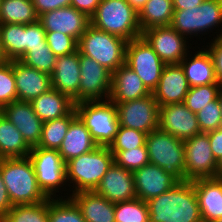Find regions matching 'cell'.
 I'll return each mask as SVG.
<instances>
[{
	"label": "cell",
	"instance_id": "1",
	"mask_svg": "<svg viewBox=\"0 0 222 222\" xmlns=\"http://www.w3.org/2000/svg\"><path fill=\"white\" fill-rule=\"evenodd\" d=\"M150 222H203L193 182H177L147 201Z\"/></svg>",
	"mask_w": 222,
	"mask_h": 222
},
{
	"label": "cell",
	"instance_id": "2",
	"mask_svg": "<svg viewBox=\"0 0 222 222\" xmlns=\"http://www.w3.org/2000/svg\"><path fill=\"white\" fill-rule=\"evenodd\" d=\"M0 172L12 205L36 204L48 197L37 184L29 157L2 158Z\"/></svg>",
	"mask_w": 222,
	"mask_h": 222
},
{
	"label": "cell",
	"instance_id": "3",
	"mask_svg": "<svg viewBox=\"0 0 222 222\" xmlns=\"http://www.w3.org/2000/svg\"><path fill=\"white\" fill-rule=\"evenodd\" d=\"M114 162V155L108 147L97 146L92 151L81 154L65 163L68 184L67 198L71 193L95 191L101 179ZM73 186H72V185ZM72 187V188H71Z\"/></svg>",
	"mask_w": 222,
	"mask_h": 222
},
{
	"label": "cell",
	"instance_id": "4",
	"mask_svg": "<svg viewBox=\"0 0 222 222\" xmlns=\"http://www.w3.org/2000/svg\"><path fill=\"white\" fill-rule=\"evenodd\" d=\"M90 24L102 31L130 41L142 36L136 12L126 0H101Z\"/></svg>",
	"mask_w": 222,
	"mask_h": 222
},
{
	"label": "cell",
	"instance_id": "5",
	"mask_svg": "<svg viewBox=\"0 0 222 222\" xmlns=\"http://www.w3.org/2000/svg\"><path fill=\"white\" fill-rule=\"evenodd\" d=\"M127 42L90 24L78 40V51L113 73L125 64Z\"/></svg>",
	"mask_w": 222,
	"mask_h": 222
},
{
	"label": "cell",
	"instance_id": "6",
	"mask_svg": "<svg viewBox=\"0 0 222 222\" xmlns=\"http://www.w3.org/2000/svg\"><path fill=\"white\" fill-rule=\"evenodd\" d=\"M170 26L187 39L212 33V29L222 28V0H204L199 6L174 10ZM216 31L215 38L221 37L222 29Z\"/></svg>",
	"mask_w": 222,
	"mask_h": 222
},
{
	"label": "cell",
	"instance_id": "7",
	"mask_svg": "<svg viewBox=\"0 0 222 222\" xmlns=\"http://www.w3.org/2000/svg\"><path fill=\"white\" fill-rule=\"evenodd\" d=\"M75 110L96 144L109 147L120 126L116 105L110 99L86 101L75 104Z\"/></svg>",
	"mask_w": 222,
	"mask_h": 222
},
{
	"label": "cell",
	"instance_id": "8",
	"mask_svg": "<svg viewBox=\"0 0 222 222\" xmlns=\"http://www.w3.org/2000/svg\"><path fill=\"white\" fill-rule=\"evenodd\" d=\"M149 162L161 167L178 182L185 180L184 141L157 128L146 136Z\"/></svg>",
	"mask_w": 222,
	"mask_h": 222
},
{
	"label": "cell",
	"instance_id": "9",
	"mask_svg": "<svg viewBox=\"0 0 222 222\" xmlns=\"http://www.w3.org/2000/svg\"><path fill=\"white\" fill-rule=\"evenodd\" d=\"M28 157L33 164L37 184L43 193L48 198H65V195L56 194L59 191L60 193L61 191L68 192L66 190L68 186L66 166L59 151L57 149H45L36 146L31 148Z\"/></svg>",
	"mask_w": 222,
	"mask_h": 222
},
{
	"label": "cell",
	"instance_id": "10",
	"mask_svg": "<svg viewBox=\"0 0 222 222\" xmlns=\"http://www.w3.org/2000/svg\"><path fill=\"white\" fill-rule=\"evenodd\" d=\"M125 64L151 93L156 89L166 65L142 36L127 42Z\"/></svg>",
	"mask_w": 222,
	"mask_h": 222
},
{
	"label": "cell",
	"instance_id": "11",
	"mask_svg": "<svg viewBox=\"0 0 222 222\" xmlns=\"http://www.w3.org/2000/svg\"><path fill=\"white\" fill-rule=\"evenodd\" d=\"M185 180L218 177V162L213 156L208 133L201 132L184 140Z\"/></svg>",
	"mask_w": 222,
	"mask_h": 222
},
{
	"label": "cell",
	"instance_id": "12",
	"mask_svg": "<svg viewBox=\"0 0 222 222\" xmlns=\"http://www.w3.org/2000/svg\"><path fill=\"white\" fill-rule=\"evenodd\" d=\"M114 104L120 126L139 130L147 135L158 128L159 105L153 94Z\"/></svg>",
	"mask_w": 222,
	"mask_h": 222
},
{
	"label": "cell",
	"instance_id": "13",
	"mask_svg": "<svg viewBox=\"0 0 222 222\" xmlns=\"http://www.w3.org/2000/svg\"><path fill=\"white\" fill-rule=\"evenodd\" d=\"M79 61V103L108 100L111 95L112 73L86 55L80 54Z\"/></svg>",
	"mask_w": 222,
	"mask_h": 222
},
{
	"label": "cell",
	"instance_id": "14",
	"mask_svg": "<svg viewBox=\"0 0 222 222\" xmlns=\"http://www.w3.org/2000/svg\"><path fill=\"white\" fill-rule=\"evenodd\" d=\"M142 37L165 64H180L190 52L188 49H191L188 44L190 39L171 26L146 29L142 32Z\"/></svg>",
	"mask_w": 222,
	"mask_h": 222
},
{
	"label": "cell",
	"instance_id": "15",
	"mask_svg": "<svg viewBox=\"0 0 222 222\" xmlns=\"http://www.w3.org/2000/svg\"><path fill=\"white\" fill-rule=\"evenodd\" d=\"M158 128L183 141L201 133L196 113L184 103L160 106Z\"/></svg>",
	"mask_w": 222,
	"mask_h": 222
},
{
	"label": "cell",
	"instance_id": "16",
	"mask_svg": "<svg viewBox=\"0 0 222 222\" xmlns=\"http://www.w3.org/2000/svg\"><path fill=\"white\" fill-rule=\"evenodd\" d=\"M46 32H60L77 41L90 25V18L74 7H65L46 12L38 17Z\"/></svg>",
	"mask_w": 222,
	"mask_h": 222
},
{
	"label": "cell",
	"instance_id": "17",
	"mask_svg": "<svg viewBox=\"0 0 222 222\" xmlns=\"http://www.w3.org/2000/svg\"><path fill=\"white\" fill-rule=\"evenodd\" d=\"M95 192L114 204L136 199L133 172L113 162Z\"/></svg>",
	"mask_w": 222,
	"mask_h": 222
},
{
	"label": "cell",
	"instance_id": "18",
	"mask_svg": "<svg viewBox=\"0 0 222 222\" xmlns=\"http://www.w3.org/2000/svg\"><path fill=\"white\" fill-rule=\"evenodd\" d=\"M0 112L21 132L25 142L32 148L38 146L43 121L34 112L31 102L14 101Z\"/></svg>",
	"mask_w": 222,
	"mask_h": 222
},
{
	"label": "cell",
	"instance_id": "19",
	"mask_svg": "<svg viewBox=\"0 0 222 222\" xmlns=\"http://www.w3.org/2000/svg\"><path fill=\"white\" fill-rule=\"evenodd\" d=\"M189 89L190 86L181 64H166L152 94L160 107L184 103Z\"/></svg>",
	"mask_w": 222,
	"mask_h": 222
},
{
	"label": "cell",
	"instance_id": "20",
	"mask_svg": "<svg viewBox=\"0 0 222 222\" xmlns=\"http://www.w3.org/2000/svg\"><path fill=\"white\" fill-rule=\"evenodd\" d=\"M80 52L57 57L51 74L52 88L68 95L75 104L79 103V84L81 79Z\"/></svg>",
	"mask_w": 222,
	"mask_h": 222
},
{
	"label": "cell",
	"instance_id": "21",
	"mask_svg": "<svg viewBox=\"0 0 222 222\" xmlns=\"http://www.w3.org/2000/svg\"><path fill=\"white\" fill-rule=\"evenodd\" d=\"M133 177L136 197L146 202L168 191L178 182L161 167L151 163L134 170Z\"/></svg>",
	"mask_w": 222,
	"mask_h": 222
},
{
	"label": "cell",
	"instance_id": "22",
	"mask_svg": "<svg viewBox=\"0 0 222 222\" xmlns=\"http://www.w3.org/2000/svg\"><path fill=\"white\" fill-rule=\"evenodd\" d=\"M17 100L32 102L52 88L51 75L28 67L20 60H13Z\"/></svg>",
	"mask_w": 222,
	"mask_h": 222
},
{
	"label": "cell",
	"instance_id": "23",
	"mask_svg": "<svg viewBox=\"0 0 222 222\" xmlns=\"http://www.w3.org/2000/svg\"><path fill=\"white\" fill-rule=\"evenodd\" d=\"M203 222L222 218V177L192 181Z\"/></svg>",
	"mask_w": 222,
	"mask_h": 222
},
{
	"label": "cell",
	"instance_id": "24",
	"mask_svg": "<svg viewBox=\"0 0 222 222\" xmlns=\"http://www.w3.org/2000/svg\"><path fill=\"white\" fill-rule=\"evenodd\" d=\"M152 94L138 75L123 64L112 73V88L110 100L113 103H123Z\"/></svg>",
	"mask_w": 222,
	"mask_h": 222
},
{
	"label": "cell",
	"instance_id": "25",
	"mask_svg": "<svg viewBox=\"0 0 222 222\" xmlns=\"http://www.w3.org/2000/svg\"><path fill=\"white\" fill-rule=\"evenodd\" d=\"M70 198L79 207L85 222H115L114 203L95 191L78 192Z\"/></svg>",
	"mask_w": 222,
	"mask_h": 222
},
{
	"label": "cell",
	"instance_id": "26",
	"mask_svg": "<svg viewBox=\"0 0 222 222\" xmlns=\"http://www.w3.org/2000/svg\"><path fill=\"white\" fill-rule=\"evenodd\" d=\"M201 47L203 48L198 47L199 51H195L193 56L189 53L180 62L190 87L219 84L215 77L212 58L204 48L206 46Z\"/></svg>",
	"mask_w": 222,
	"mask_h": 222
},
{
	"label": "cell",
	"instance_id": "27",
	"mask_svg": "<svg viewBox=\"0 0 222 222\" xmlns=\"http://www.w3.org/2000/svg\"><path fill=\"white\" fill-rule=\"evenodd\" d=\"M98 145L90 135L85 124L77 116L70 124L67 134L61 143L58 151L66 163L67 161L88 153Z\"/></svg>",
	"mask_w": 222,
	"mask_h": 222
},
{
	"label": "cell",
	"instance_id": "28",
	"mask_svg": "<svg viewBox=\"0 0 222 222\" xmlns=\"http://www.w3.org/2000/svg\"><path fill=\"white\" fill-rule=\"evenodd\" d=\"M31 104L43 122L62 118L75 108V103L68 95L53 88L35 98Z\"/></svg>",
	"mask_w": 222,
	"mask_h": 222
},
{
	"label": "cell",
	"instance_id": "29",
	"mask_svg": "<svg viewBox=\"0 0 222 222\" xmlns=\"http://www.w3.org/2000/svg\"><path fill=\"white\" fill-rule=\"evenodd\" d=\"M30 151L21 132L0 112V157H27Z\"/></svg>",
	"mask_w": 222,
	"mask_h": 222
},
{
	"label": "cell",
	"instance_id": "30",
	"mask_svg": "<svg viewBox=\"0 0 222 222\" xmlns=\"http://www.w3.org/2000/svg\"><path fill=\"white\" fill-rule=\"evenodd\" d=\"M173 14V0H148L138 13V22L142 32L153 27L170 26Z\"/></svg>",
	"mask_w": 222,
	"mask_h": 222
},
{
	"label": "cell",
	"instance_id": "31",
	"mask_svg": "<svg viewBox=\"0 0 222 222\" xmlns=\"http://www.w3.org/2000/svg\"><path fill=\"white\" fill-rule=\"evenodd\" d=\"M0 42L7 61L25 55V24H0Z\"/></svg>",
	"mask_w": 222,
	"mask_h": 222
},
{
	"label": "cell",
	"instance_id": "32",
	"mask_svg": "<svg viewBox=\"0 0 222 222\" xmlns=\"http://www.w3.org/2000/svg\"><path fill=\"white\" fill-rule=\"evenodd\" d=\"M38 21L32 0H1L0 24H32Z\"/></svg>",
	"mask_w": 222,
	"mask_h": 222
},
{
	"label": "cell",
	"instance_id": "33",
	"mask_svg": "<svg viewBox=\"0 0 222 222\" xmlns=\"http://www.w3.org/2000/svg\"><path fill=\"white\" fill-rule=\"evenodd\" d=\"M77 117L75 108L66 116L43 122L40 143L37 147L59 149L71 122Z\"/></svg>",
	"mask_w": 222,
	"mask_h": 222
},
{
	"label": "cell",
	"instance_id": "34",
	"mask_svg": "<svg viewBox=\"0 0 222 222\" xmlns=\"http://www.w3.org/2000/svg\"><path fill=\"white\" fill-rule=\"evenodd\" d=\"M0 222H49V198L36 204L14 205Z\"/></svg>",
	"mask_w": 222,
	"mask_h": 222
},
{
	"label": "cell",
	"instance_id": "35",
	"mask_svg": "<svg viewBox=\"0 0 222 222\" xmlns=\"http://www.w3.org/2000/svg\"><path fill=\"white\" fill-rule=\"evenodd\" d=\"M49 222H85L71 198H49Z\"/></svg>",
	"mask_w": 222,
	"mask_h": 222
},
{
	"label": "cell",
	"instance_id": "36",
	"mask_svg": "<svg viewBox=\"0 0 222 222\" xmlns=\"http://www.w3.org/2000/svg\"><path fill=\"white\" fill-rule=\"evenodd\" d=\"M115 222H150L146 201L133 199L114 204Z\"/></svg>",
	"mask_w": 222,
	"mask_h": 222
},
{
	"label": "cell",
	"instance_id": "37",
	"mask_svg": "<svg viewBox=\"0 0 222 222\" xmlns=\"http://www.w3.org/2000/svg\"><path fill=\"white\" fill-rule=\"evenodd\" d=\"M220 88V84L190 87L187 95L185 96L184 104L193 113H197L211 101L218 99Z\"/></svg>",
	"mask_w": 222,
	"mask_h": 222
},
{
	"label": "cell",
	"instance_id": "38",
	"mask_svg": "<svg viewBox=\"0 0 222 222\" xmlns=\"http://www.w3.org/2000/svg\"><path fill=\"white\" fill-rule=\"evenodd\" d=\"M56 59V55L47 45L46 47H37L29 50L20 61L28 67L51 75Z\"/></svg>",
	"mask_w": 222,
	"mask_h": 222
},
{
	"label": "cell",
	"instance_id": "39",
	"mask_svg": "<svg viewBox=\"0 0 222 222\" xmlns=\"http://www.w3.org/2000/svg\"><path fill=\"white\" fill-rule=\"evenodd\" d=\"M146 136L147 134L142 131L119 126L118 132L108 148L113 155L118 151L138 148L146 144Z\"/></svg>",
	"mask_w": 222,
	"mask_h": 222
},
{
	"label": "cell",
	"instance_id": "40",
	"mask_svg": "<svg viewBox=\"0 0 222 222\" xmlns=\"http://www.w3.org/2000/svg\"><path fill=\"white\" fill-rule=\"evenodd\" d=\"M14 101H17V91L13 61H6L0 64V110Z\"/></svg>",
	"mask_w": 222,
	"mask_h": 222
},
{
	"label": "cell",
	"instance_id": "41",
	"mask_svg": "<svg viewBox=\"0 0 222 222\" xmlns=\"http://www.w3.org/2000/svg\"><path fill=\"white\" fill-rule=\"evenodd\" d=\"M114 162L126 170L134 171L149 164V156L146 144L138 148L118 151L114 155Z\"/></svg>",
	"mask_w": 222,
	"mask_h": 222
},
{
	"label": "cell",
	"instance_id": "42",
	"mask_svg": "<svg viewBox=\"0 0 222 222\" xmlns=\"http://www.w3.org/2000/svg\"><path fill=\"white\" fill-rule=\"evenodd\" d=\"M199 129L207 133L222 127V112L219 99L211 101L203 109L196 113Z\"/></svg>",
	"mask_w": 222,
	"mask_h": 222
},
{
	"label": "cell",
	"instance_id": "43",
	"mask_svg": "<svg viewBox=\"0 0 222 222\" xmlns=\"http://www.w3.org/2000/svg\"><path fill=\"white\" fill-rule=\"evenodd\" d=\"M46 42L48 47L56 57L72 54L78 50V41L60 32H46Z\"/></svg>",
	"mask_w": 222,
	"mask_h": 222
},
{
	"label": "cell",
	"instance_id": "44",
	"mask_svg": "<svg viewBox=\"0 0 222 222\" xmlns=\"http://www.w3.org/2000/svg\"><path fill=\"white\" fill-rule=\"evenodd\" d=\"M46 31L39 21L25 25V54L37 47H46Z\"/></svg>",
	"mask_w": 222,
	"mask_h": 222
},
{
	"label": "cell",
	"instance_id": "45",
	"mask_svg": "<svg viewBox=\"0 0 222 222\" xmlns=\"http://www.w3.org/2000/svg\"><path fill=\"white\" fill-rule=\"evenodd\" d=\"M211 41L207 43L209 45H206L208 48L205 49L212 58L216 80L222 86V36L213 37Z\"/></svg>",
	"mask_w": 222,
	"mask_h": 222
},
{
	"label": "cell",
	"instance_id": "46",
	"mask_svg": "<svg viewBox=\"0 0 222 222\" xmlns=\"http://www.w3.org/2000/svg\"><path fill=\"white\" fill-rule=\"evenodd\" d=\"M37 16L59 8L69 7L71 0H32Z\"/></svg>",
	"mask_w": 222,
	"mask_h": 222
},
{
	"label": "cell",
	"instance_id": "47",
	"mask_svg": "<svg viewBox=\"0 0 222 222\" xmlns=\"http://www.w3.org/2000/svg\"><path fill=\"white\" fill-rule=\"evenodd\" d=\"M207 133L213 156L219 162L222 158V127Z\"/></svg>",
	"mask_w": 222,
	"mask_h": 222
},
{
	"label": "cell",
	"instance_id": "48",
	"mask_svg": "<svg viewBox=\"0 0 222 222\" xmlns=\"http://www.w3.org/2000/svg\"><path fill=\"white\" fill-rule=\"evenodd\" d=\"M101 0H71L70 6L85 13L89 18L95 13Z\"/></svg>",
	"mask_w": 222,
	"mask_h": 222
},
{
	"label": "cell",
	"instance_id": "49",
	"mask_svg": "<svg viewBox=\"0 0 222 222\" xmlns=\"http://www.w3.org/2000/svg\"><path fill=\"white\" fill-rule=\"evenodd\" d=\"M12 203L8 196L7 189L4 185L2 174L0 172V220L6 215V213L12 208Z\"/></svg>",
	"mask_w": 222,
	"mask_h": 222
},
{
	"label": "cell",
	"instance_id": "50",
	"mask_svg": "<svg viewBox=\"0 0 222 222\" xmlns=\"http://www.w3.org/2000/svg\"><path fill=\"white\" fill-rule=\"evenodd\" d=\"M204 0H173L174 10H184L199 6Z\"/></svg>",
	"mask_w": 222,
	"mask_h": 222
},
{
	"label": "cell",
	"instance_id": "51",
	"mask_svg": "<svg viewBox=\"0 0 222 222\" xmlns=\"http://www.w3.org/2000/svg\"><path fill=\"white\" fill-rule=\"evenodd\" d=\"M130 6L139 13V11L145 6L148 0H126Z\"/></svg>",
	"mask_w": 222,
	"mask_h": 222
},
{
	"label": "cell",
	"instance_id": "52",
	"mask_svg": "<svg viewBox=\"0 0 222 222\" xmlns=\"http://www.w3.org/2000/svg\"><path fill=\"white\" fill-rule=\"evenodd\" d=\"M7 60L3 54L2 48H1V42H0V64L5 63Z\"/></svg>",
	"mask_w": 222,
	"mask_h": 222
},
{
	"label": "cell",
	"instance_id": "53",
	"mask_svg": "<svg viewBox=\"0 0 222 222\" xmlns=\"http://www.w3.org/2000/svg\"><path fill=\"white\" fill-rule=\"evenodd\" d=\"M218 177H222V158L220 159V161L218 162Z\"/></svg>",
	"mask_w": 222,
	"mask_h": 222
},
{
	"label": "cell",
	"instance_id": "54",
	"mask_svg": "<svg viewBox=\"0 0 222 222\" xmlns=\"http://www.w3.org/2000/svg\"><path fill=\"white\" fill-rule=\"evenodd\" d=\"M218 99H219V102H220V105H221V112H222V86L219 90ZM221 121H222V117H221Z\"/></svg>",
	"mask_w": 222,
	"mask_h": 222
},
{
	"label": "cell",
	"instance_id": "55",
	"mask_svg": "<svg viewBox=\"0 0 222 222\" xmlns=\"http://www.w3.org/2000/svg\"><path fill=\"white\" fill-rule=\"evenodd\" d=\"M213 222H222V218H219V219H217V220H215Z\"/></svg>",
	"mask_w": 222,
	"mask_h": 222
}]
</instances>
